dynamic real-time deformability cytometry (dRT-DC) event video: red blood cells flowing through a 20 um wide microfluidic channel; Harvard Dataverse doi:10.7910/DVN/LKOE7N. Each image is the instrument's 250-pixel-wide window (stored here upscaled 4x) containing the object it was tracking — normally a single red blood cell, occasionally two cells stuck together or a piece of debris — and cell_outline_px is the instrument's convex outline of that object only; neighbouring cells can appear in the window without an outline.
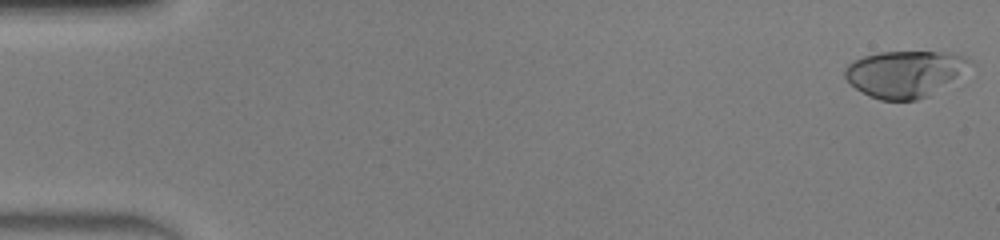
{"species": "human", "species_latin": "Homo sapiens", "temperature_condition": "warm", "stored_images_in_passage": 49, "camera_frame_rate_fps": 3000, "um_per_image_px": 0.085, "donor": {"sex": "male"}, "frame": {"image": 1, "passage_image": 1, "time_ms": 0.0, "image_size_px": [1000, 240], "cell_outline_px": [[976, 64], [928, 96], [916, 100], [880, 100], [868, 96], [856, 88], [844, 76], [844, 68], [848, 64], [864, 56], [880, 52], [940, 52], [968, 56]], "centroid_in_image_um": [76.94, 6.26], "position_along_channel_um": 8.1, "area_um2": 33.81}}
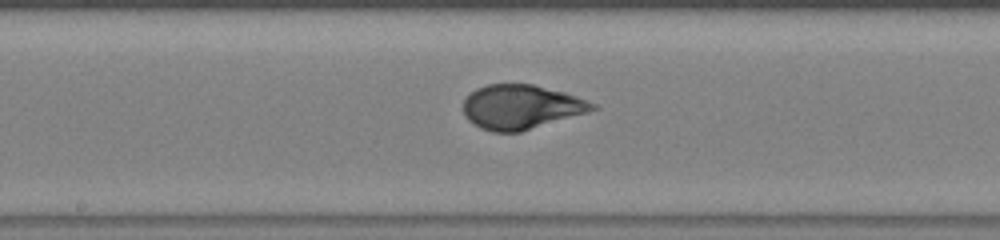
{"frame": {"image": 2, "passage_image": 26, "time_ms": 8.333, "image_size_px": [1000, 240], "cell_outline_px": [[600, 108], [588, 112], [520, 132], [492, 132], [480, 128], [468, 120], [464, 116], [464, 100], [476, 88], [488, 84], [532, 84], [564, 92], [576, 96], [596, 104]], "centroid_in_image_um": [44.29, 9.09], "position_along_channel_um": 203.9, "area_um2": 33.29}}
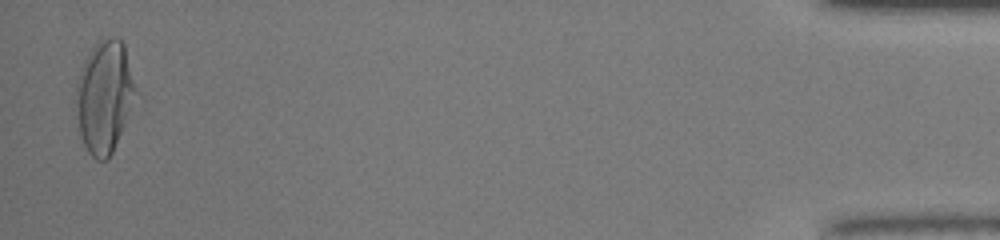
{"frame": {"image": 3, "passage_image": 48, "time_ms": 15.667, "image_size_px": [1000, 240], "cell_outline_px": [[136, 92], [112, 152], [104, 160], [96, 160], [88, 152], [84, 144], [80, 132], [76, 104], [76, 88], [80, 68], [84, 60], [92, 48], [104, 36], [116, 36], [124, 44], [136, 88]], "centroid_in_image_um": [8.85, 8.14], "position_along_channel_um": 426.4, "area_um2": 38.09}, "authors_computed_cell_mechanics": {"area_um2": 33.4084, "velocity_mm_per_s": 4.2588, "shape_relaxation_time_tau1_ms": 5.4865, "shape_relaxation_time_tau2_ms": null, "deformation_change_tau1": 0.2711, "deformation_change_tau2": null}}